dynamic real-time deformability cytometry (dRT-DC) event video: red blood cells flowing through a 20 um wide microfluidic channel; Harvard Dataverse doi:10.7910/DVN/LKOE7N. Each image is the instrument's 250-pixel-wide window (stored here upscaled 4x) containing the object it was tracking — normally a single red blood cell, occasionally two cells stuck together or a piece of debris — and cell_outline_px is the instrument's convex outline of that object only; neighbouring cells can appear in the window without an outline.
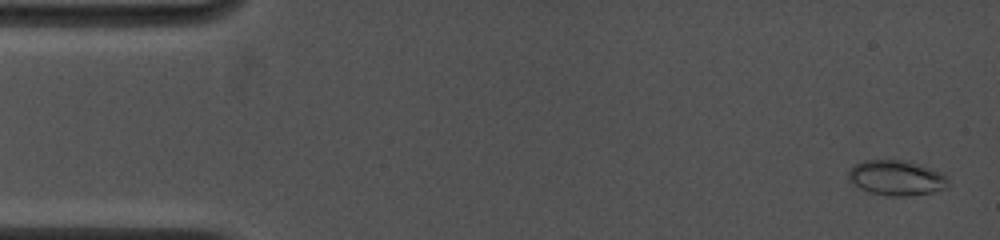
{"species": "common noctule bat (a hibernating species)", "species_latin": "Nyctalus noctula", "temperature_condition": "cold", "stored_images_in_passage": 91, "camera_frame_rate_fps": 4500, "um_per_image_px": 0.085, "animal": {"sex": "female", "body_mass_g": 19.0, "forearm_length_mm": 53.3}, "frame": {"image": 1, "passage_image": 2, "time_ms": 0.444, "image_size_px": [1000, 240], "cell_outline_px": [[948, 184], [944, 188], [932, 192], [904, 196], [888, 196], [868, 192], [860, 188], [848, 180], [848, 172], [856, 164], [864, 160], [904, 160], [932, 168], [944, 172], [948, 180]], "centroid_in_image_um": [76.2, 15.11], "position_along_channel_um": 8.8, "area_um2": 20.4}}
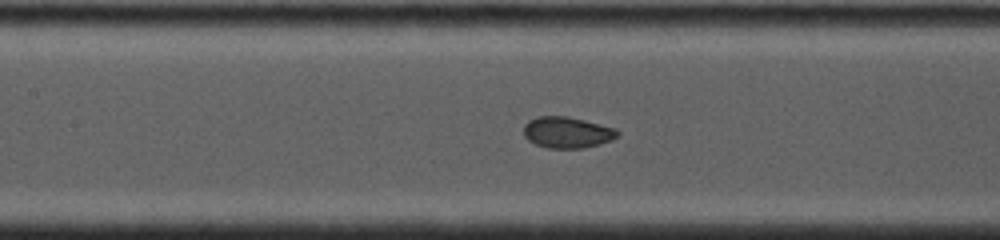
{"frame": {"image": 2, "passage_image": 42, "time_ms": 7.333, "image_size_px": [1000, 240], "cell_outline_px": [[620, 136], [612, 140], [584, 148], [548, 148], [536, 144], [528, 140], [524, 136], [524, 124], [528, 120], [536, 116], [568, 116], [616, 128], [620, 132]], "centroid_in_image_um": [48.22, 11.25], "position_along_channel_um": 159.2, "area_um2": 17.22}}
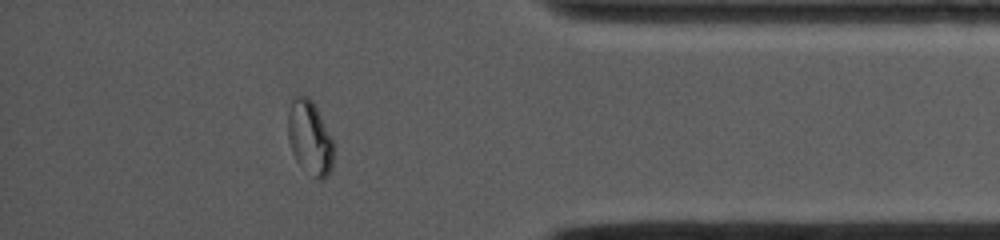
{"frame": {"image": 3, "passage_image": 79, "time_ms": 14.0, "image_size_px": [1000, 240], "cell_outline_px": [[332, 168], [328, 176], [324, 180], [316, 180], [296, 160], [292, 152], [288, 140], [288, 112], [292, 100], [296, 96], [308, 96], [312, 100], [332, 140]], "centroid_in_image_um": [26.31, 11.74], "position_along_channel_um": 408.9, "area_um2": 19.42}, "authors_computed_cell_mechanics": {"area_um2": 17.5712, "velocity_mm_per_s": 3.9608, "shape_relaxation_time_tau1_ms": 10.0362, "shape_relaxation_time_tau2_ms": null, "deformation_change_tau1": 0.229, "deformation_change_tau2": null}}